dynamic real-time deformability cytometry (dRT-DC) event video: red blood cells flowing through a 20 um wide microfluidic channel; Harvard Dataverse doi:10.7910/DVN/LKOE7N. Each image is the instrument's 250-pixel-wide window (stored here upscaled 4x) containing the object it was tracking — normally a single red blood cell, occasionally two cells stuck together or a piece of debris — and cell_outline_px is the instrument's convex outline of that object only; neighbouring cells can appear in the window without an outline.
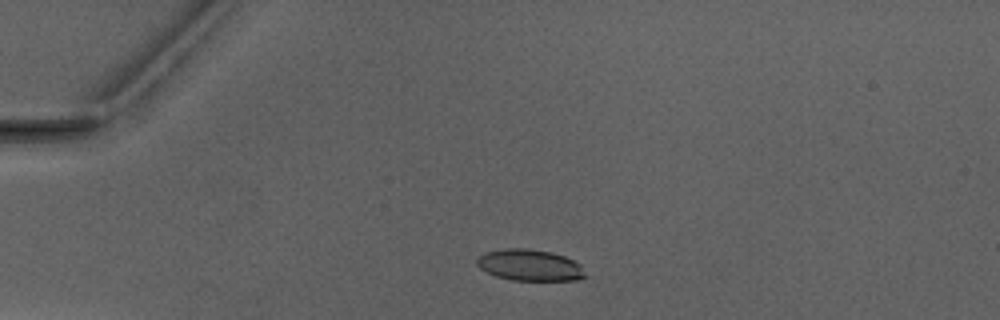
{"species": "Egyptian fruit bat (a non-hibernating species)", "species_latin": "Rousettus aegyptiacus", "temperature_condition": "warm", "stored_images_in_passage": 3, "camera_frame_rate_fps": 3000, "um_per_image_px": 0.085, "animal": {"sex": "male"}, "frame": {"image": 1, "passage_image": 2, "time_ms": 1.667, "image_size_px": [1000, 320], "cell_outline_px": [[588, 276], [576, 280], [512, 280], [496, 276], [480, 268], [476, 264], [476, 256], [484, 252], [504, 248], [528, 248], [552, 252], [564, 256], [580, 264]], "centroid_in_image_um": [45.01, 22.52], "position_along_channel_um": 40.0, "area_um2": 20.0}}